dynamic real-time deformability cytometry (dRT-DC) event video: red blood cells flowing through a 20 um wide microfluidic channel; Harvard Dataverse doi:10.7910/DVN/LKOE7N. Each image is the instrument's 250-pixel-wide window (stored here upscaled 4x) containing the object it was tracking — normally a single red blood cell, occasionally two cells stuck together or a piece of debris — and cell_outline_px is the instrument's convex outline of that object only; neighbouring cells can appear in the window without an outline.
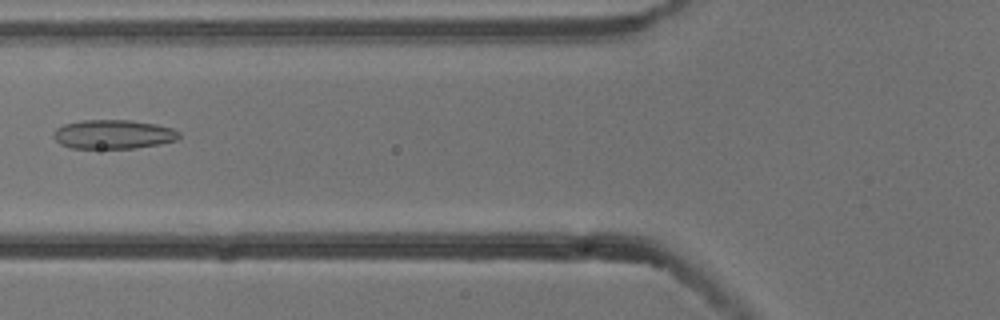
{"species": "common noctule bat (a hibernating species)", "species_latin": "Nyctalus noctula", "temperature_condition": "cold", "stored_images_in_passage": 6, "camera_frame_rate_fps": 3000, "um_per_image_px": 0.085, "animal": {"sex": "male", "body_mass_g": 13.3}, "frame": {"image": 1, "passage_image": 5, "time_ms": 1.333, "image_size_px": [1000, 320], "cell_outline_px": [[180, 136], [176, 140], [160, 144], [136, 148], [72, 148], [60, 144], [52, 136], [52, 132], [56, 128], [64, 124], [84, 120], [132, 120], [156, 124], [172, 128], [180, 132]], "centroid_in_image_um": [9.62, 11.41], "position_along_channel_um": 116.2, "area_um2": 21.39}}
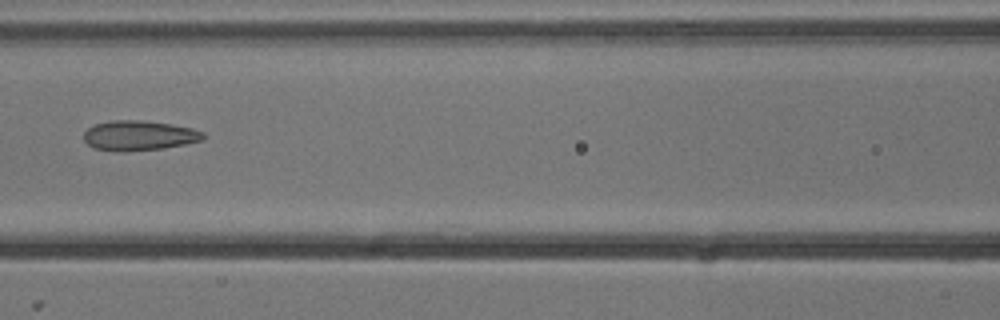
{"frame": {"image": 2, "passage_image": 6, "time_ms": 1.667, "image_size_px": [1000, 320], "cell_outline_px": [[204, 136], [200, 140], [184, 144], [160, 148], [124, 152], [120, 152], [96, 148], [88, 144], [84, 140], [84, 132], [88, 128], [96, 124], [112, 120], [144, 120], [172, 124], [192, 128], [204, 132]], "centroid_in_image_um": [11.8, 11.51], "position_along_channel_um": 154.8, "area_um2": 20.63}}